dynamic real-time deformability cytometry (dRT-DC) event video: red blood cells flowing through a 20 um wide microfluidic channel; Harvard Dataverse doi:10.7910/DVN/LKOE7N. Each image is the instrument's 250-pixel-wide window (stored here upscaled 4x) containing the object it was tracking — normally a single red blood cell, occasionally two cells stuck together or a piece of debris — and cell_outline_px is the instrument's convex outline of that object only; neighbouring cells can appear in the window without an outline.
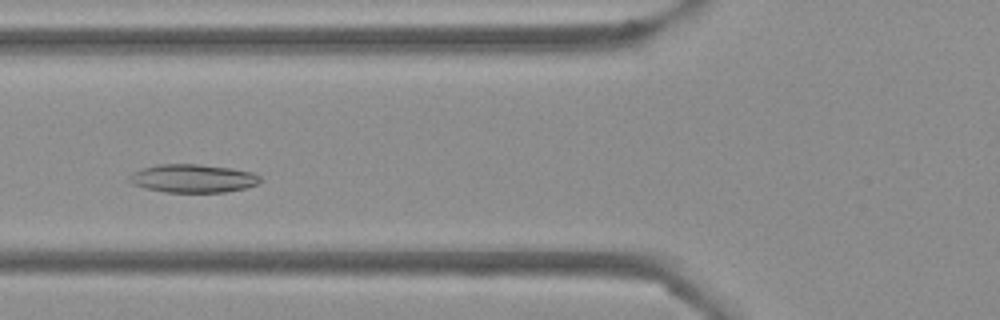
{"species": "Egyptian fruit bat (a non-hibernating species)", "species_latin": "Rousettus aegyptiacus", "temperature_condition": "cold", "stored_images_in_passage": 50, "camera_frame_rate_fps": 3000, "um_per_image_px": 0.085, "frame": {"image": 1, "passage_image": 16, "time_ms": 5.0, "image_size_px": [1000, 320], "cell_outline_px": [[264, 180], [256, 184], [244, 188], [224, 192], [164, 192], [132, 184], [128, 180], [128, 176], [132, 172], [140, 168], [156, 164], [200, 164], [232, 168], [252, 172], [260, 176]], "centroid_in_image_um": [16.38, 15.15], "position_along_channel_um": 109.4, "area_um2": 21.73}}
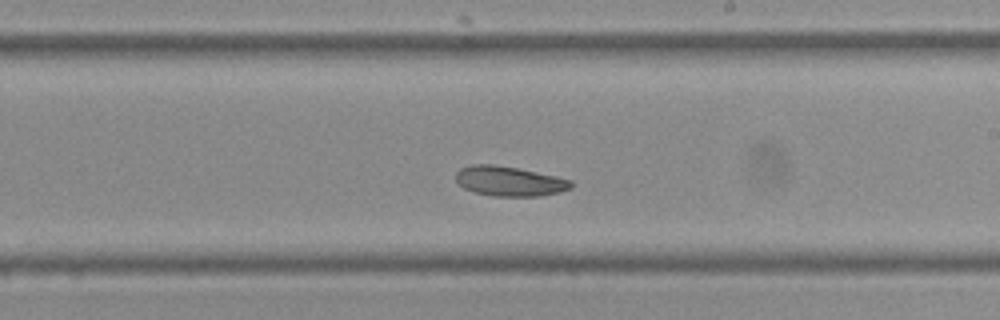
{"frame": {"image": 2, "passage_image": 27, "time_ms": 8.667, "image_size_px": [1000, 320], "cell_outline_px": [[572, 188], [560, 192], [540, 196], [492, 196], [476, 192], [464, 188], [456, 180], [456, 172], [460, 168], [472, 164], [492, 164], [516, 168], [556, 176], [572, 180]], "centroid_in_image_um": [43.31, 15.4], "position_along_channel_um": 245.7, "area_um2": 19.94}}
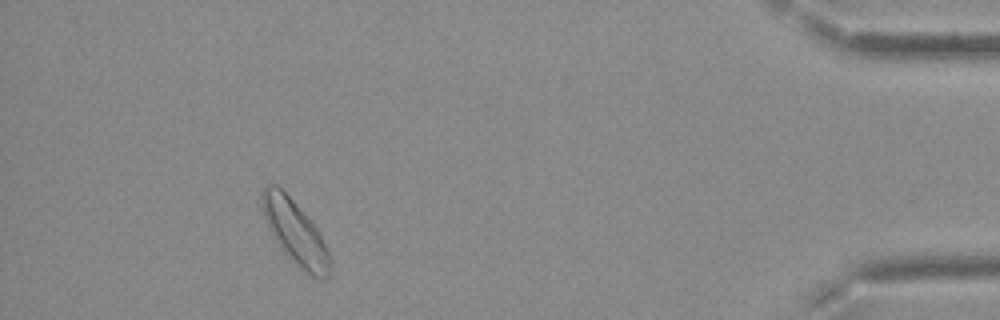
{"frame": {"image": 3, "passage_image": 45, "time_ms": 14.667, "image_size_px": [1000, 320], "cell_outline_px": [[332, 268], [328, 276], [324, 280], [320, 280], [312, 276], [300, 268], [280, 248], [264, 216], [260, 204], [260, 188], [264, 184], [276, 184], [296, 204], [316, 228], [328, 252], [332, 264]], "centroid_in_image_um": [25.06, 19.74], "position_along_channel_um": 410.1, "area_um2": 24.97}, "authors_computed_cell_mechanics": {"area_um2": 21.964, "velocity_mm_per_s": 3.7183, "shape_relaxation_time_tau1_ms": 4.8762, "shape_relaxation_time_tau2_ms": 9.4641, "deformation_change_tau1": 0.0712, "deformation_change_tau2": 0.1493}}